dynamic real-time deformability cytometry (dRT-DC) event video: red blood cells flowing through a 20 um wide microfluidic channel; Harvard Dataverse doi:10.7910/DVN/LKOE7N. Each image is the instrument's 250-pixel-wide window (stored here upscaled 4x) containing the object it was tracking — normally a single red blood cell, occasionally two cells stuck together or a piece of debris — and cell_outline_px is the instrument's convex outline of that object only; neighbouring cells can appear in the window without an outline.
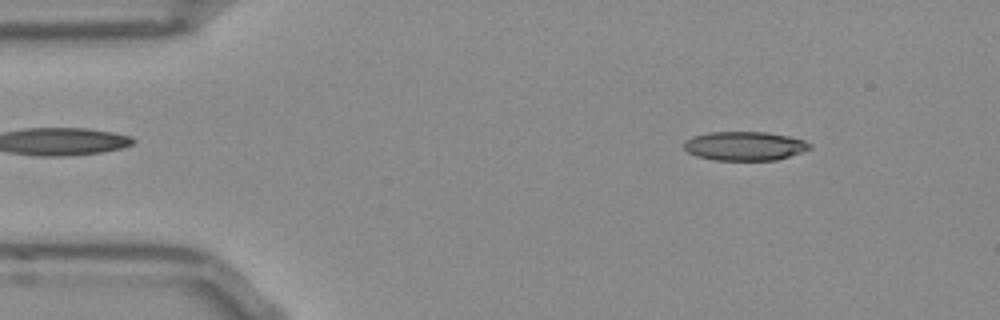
{"species": "Egyptian fruit bat (a non-hibernating species)", "species_latin": "Rousettus aegyptiacus", "temperature_condition": "room temperature", "stored_images_in_passage": 51, "camera_frame_rate_fps": 3000, "um_per_image_px": 0.085, "frame": {"image": 1, "passage_image": 6, "time_ms": 1.667, "image_size_px": [1000, 320], "cell_outline_px": [[812, 148], [776, 160], [712, 160], [696, 156], [688, 152], [684, 148], [684, 140], [708, 132], [764, 132], [788, 136], [804, 140], [812, 144]], "centroid_in_image_um": [63.28, 12.41], "position_along_channel_um": 21.7, "area_um2": 21.15}}
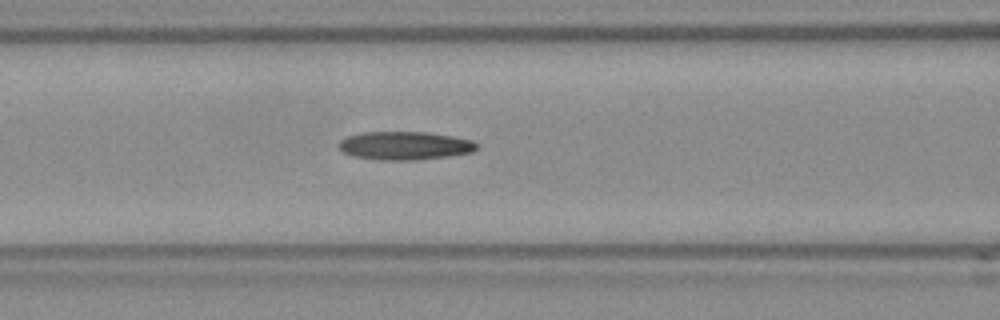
{"frame": {"image": 2, "passage_image": 20, "time_ms": 6.333, "image_size_px": [1000, 320], "cell_outline_px": [[476, 148], [472, 152], [452, 156], [416, 160], [380, 160], [352, 156], [344, 152], [336, 144], [340, 140], [348, 136], [360, 132], [428, 132], [452, 136], [472, 140], [476, 144]], "centroid_in_image_um": [34.38, 12.38], "position_along_channel_um": 132.2, "area_um2": 22.89}}
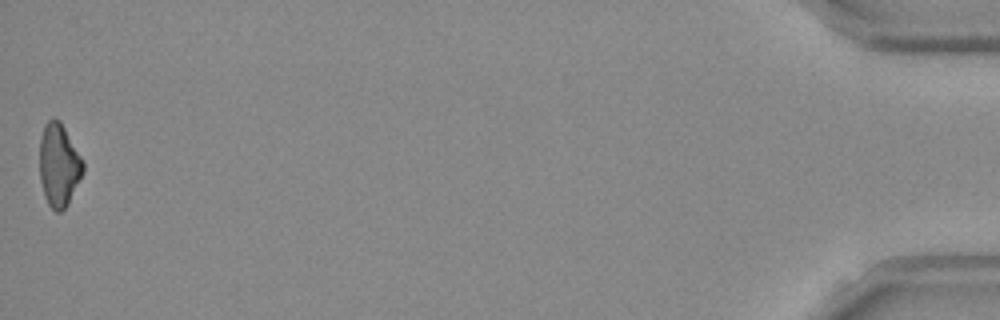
{"frame": {"image": 3, "passage_image": 51, "time_ms": 16.667, "image_size_px": [1000, 320], "cell_outline_px": [[84, 172], [68, 204], [60, 212], [56, 212], [48, 204], [44, 196], [40, 180], [40, 140], [44, 124], [52, 116], [56, 116], [60, 120], [84, 160]], "centroid_in_image_um": [5.01, 14.0], "position_along_channel_um": 430.2, "area_um2": 21.33}}